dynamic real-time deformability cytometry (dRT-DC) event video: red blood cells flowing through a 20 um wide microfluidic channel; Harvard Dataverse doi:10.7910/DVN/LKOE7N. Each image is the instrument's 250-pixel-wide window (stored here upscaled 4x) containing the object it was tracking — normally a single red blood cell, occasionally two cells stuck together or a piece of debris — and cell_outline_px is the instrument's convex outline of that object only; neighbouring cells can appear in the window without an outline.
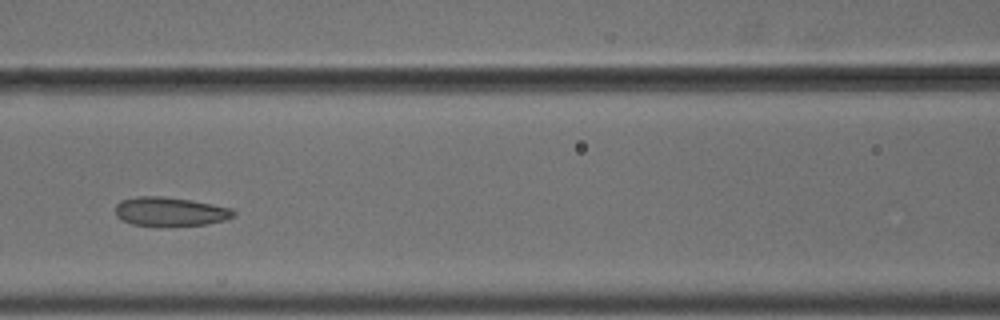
{"species": "common noctule bat (a hibernating species)", "species_latin": "Nyctalus noctula", "temperature_condition": "cold", "stored_images_in_passage": 5, "segment_of_instrument_passage": [1, 2], "camera_frame_rate_fps": 3000, "um_per_image_px": 0.085, "animal": {"sex": "male", "body_mass_g": 18.8}, "frame": {"image": 1, "passage_image": 4, "time_ms": 1.0, "image_size_px": [1000, 320], "cell_outline_px": [[236, 216], [224, 220], [208, 224], [164, 228], [156, 228], [132, 224], [116, 216], [116, 204], [120, 200], [136, 196], [160, 196], [192, 200], [232, 208], [236, 212]], "centroid_in_image_um": [14.47, 18.02], "position_along_channel_um": 152.1, "area_um2": 20.69}}